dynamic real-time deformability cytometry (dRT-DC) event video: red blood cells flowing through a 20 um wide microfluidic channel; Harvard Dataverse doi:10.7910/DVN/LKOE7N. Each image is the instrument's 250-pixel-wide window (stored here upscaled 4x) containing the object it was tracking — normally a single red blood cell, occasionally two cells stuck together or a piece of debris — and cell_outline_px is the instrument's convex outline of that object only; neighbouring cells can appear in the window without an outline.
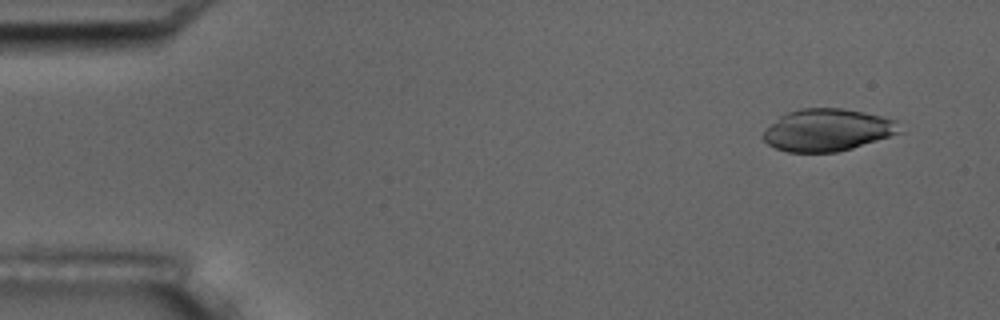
{"species": "common noctule bat (a hibernating species)", "species_latin": "Nyctalus noctula", "temperature_condition": "room temperature", "stored_images_in_passage": 4, "camera_frame_rate_fps": 3000, "um_per_image_px": 0.085, "animal": {"sex": "male", "body_mass_g": 17.5, "forearm_length_mm": 52.3}, "frame": {"image": 1, "passage_image": 1, "time_ms": 0.0, "image_size_px": [1000, 320], "cell_outline_px": [[904, 132], [852, 148], [836, 152], [788, 152], [776, 148], [768, 144], [760, 136], [764, 128], [780, 116], [788, 112], [800, 108], [844, 108], [864, 112], [896, 120]], "centroid_in_image_um": [70.32, 11.05], "position_along_channel_um": 14.7, "area_um2": 33.81}}